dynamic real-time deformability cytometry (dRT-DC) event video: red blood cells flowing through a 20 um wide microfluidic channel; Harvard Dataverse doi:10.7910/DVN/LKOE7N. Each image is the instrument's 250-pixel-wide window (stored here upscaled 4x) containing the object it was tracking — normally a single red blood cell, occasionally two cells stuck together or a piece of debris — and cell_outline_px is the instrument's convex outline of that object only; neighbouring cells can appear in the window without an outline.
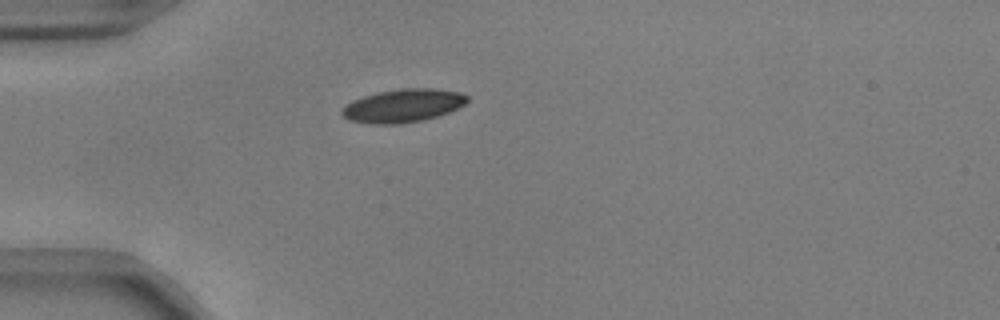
{"species": "common noctule bat (a hibernating species)", "species_latin": "Nyctalus noctula", "temperature_condition": "warm", "stored_images_in_passage": 29, "camera_frame_rate_fps": 3000, "um_per_image_px": 0.085, "animal": {"sex": "male", "body_mass_g": 17.9, "forearm_length_mm": 54.2}, "frame": {"image": 1, "passage_image": 1, "time_ms": 0.0, "image_size_px": [1000, 320], "cell_outline_px": [[468, 100], [460, 108], [424, 120], [400, 124], [372, 124], [348, 120], [340, 112], [348, 104], [364, 96], [380, 92], [404, 88], [432, 88], [460, 92], [468, 96]], "centroid_in_image_um": [34.3, 8.99], "position_along_channel_um": 50.7, "area_um2": 24.04}}
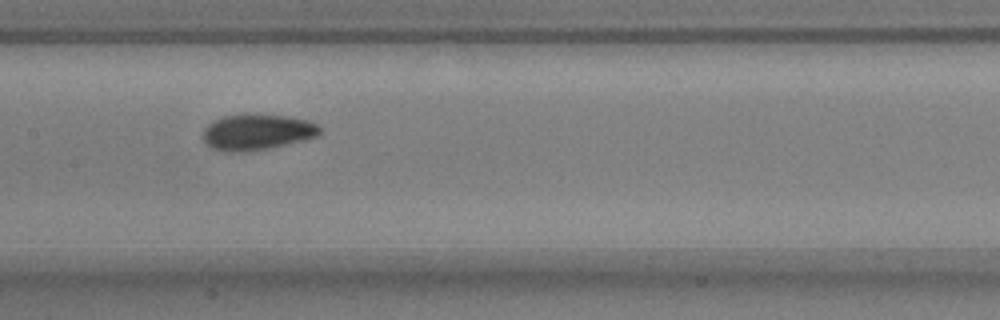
{"frame": {"image": 2, "passage_image": 13, "time_ms": 4.0, "image_size_px": [1000, 320], "cell_outline_px": [[320, 136], [304, 140], [268, 148], [232, 152], [228, 152], [212, 148], [204, 140], [204, 128], [208, 124], [224, 116], [244, 112], [288, 116], [308, 120], [320, 124]], "centroid_in_image_um": [21.9, 11.18], "position_along_channel_um": 185.5, "area_um2": 24.62}}
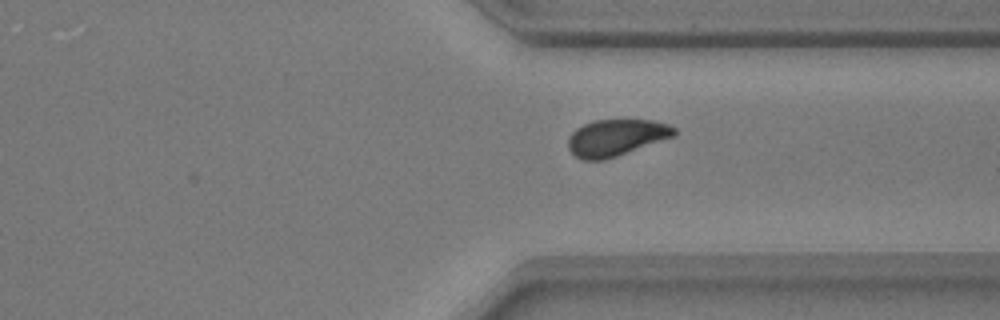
{"frame": {"image": 3, "passage_image": 27, "time_ms": 8.667, "image_size_px": [1000, 320], "cell_outline_px": [[676, 136], [604, 160], [584, 160], [576, 156], [568, 148], [568, 136], [576, 128], [592, 120], [652, 120], [668, 124], [676, 128]], "centroid_in_image_um": [52.38, 11.69], "position_along_channel_um": 359.0, "area_um2": 22.66}, "authors_computed_cell_mechanics": {"area_um2": 23.698, "velocity_mm_per_s": 3.7195, "shape_relaxation_time_tau1_ms": 2.6463, "shape_relaxation_time_tau2_ms": 1.3429, "deformation_change_tau1": 0.1224, "deformation_change_tau2": 0.0533}}